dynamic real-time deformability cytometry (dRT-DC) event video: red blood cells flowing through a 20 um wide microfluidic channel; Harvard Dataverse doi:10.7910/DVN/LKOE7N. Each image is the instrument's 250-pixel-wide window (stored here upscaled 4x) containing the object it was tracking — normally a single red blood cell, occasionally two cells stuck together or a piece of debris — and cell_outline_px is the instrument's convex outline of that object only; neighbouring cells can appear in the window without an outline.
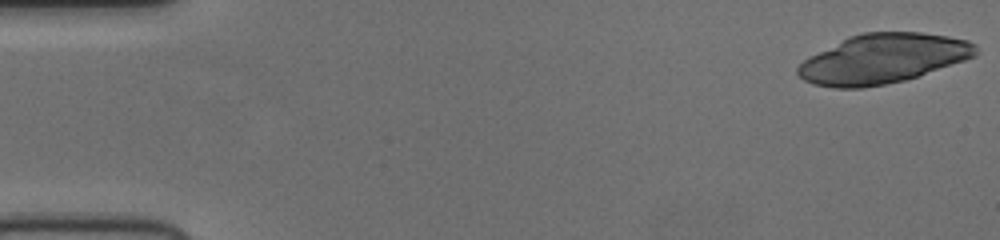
{"species": "human", "species_latin": "Homo sapiens", "temperature_condition": "cold", "stored_images_in_passage": 39, "camera_frame_rate_fps": 3000, "um_per_image_px": 0.085, "donor": {"sex": "female"}, "frame": {"image": 1, "passage_image": 1, "time_ms": 0.0, "image_size_px": [1000, 240], "cell_outline_px": [[976, 52], [972, 56], [964, 60], [904, 80], [884, 84], [860, 88], [836, 88], [816, 84], [804, 80], [796, 72], [796, 68], [804, 60], [848, 36], [864, 32], [920, 32], [948, 36], [968, 40], [976, 48]], "centroid_in_image_um": [75.01, 4.98], "position_along_channel_um": 10.0, "area_um2": 50.46}}
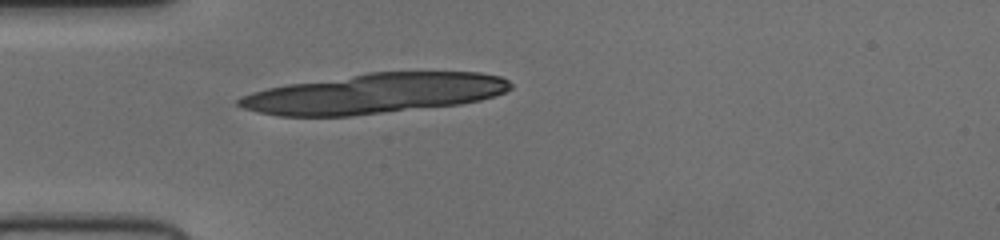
{"frame": {"image": 2, "passage_image": 15, "time_ms": 4.667, "image_size_px": [1000, 240], "cell_outline_px": [[512, 88], [504, 92], [480, 100], [460, 104], [352, 116], [280, 116], [260, 112], [244, 108], [236, 104], [236, 100], [240, 96], [252, 92], [268, 88], [288, 84], [368, 72], [480, 72], [500, 76], [508, 80], [512, 84]], "centroid_in_image_um": [31.81, 7.95], "position_along_channel_um": 53.2, "area_um2": 63.35}}